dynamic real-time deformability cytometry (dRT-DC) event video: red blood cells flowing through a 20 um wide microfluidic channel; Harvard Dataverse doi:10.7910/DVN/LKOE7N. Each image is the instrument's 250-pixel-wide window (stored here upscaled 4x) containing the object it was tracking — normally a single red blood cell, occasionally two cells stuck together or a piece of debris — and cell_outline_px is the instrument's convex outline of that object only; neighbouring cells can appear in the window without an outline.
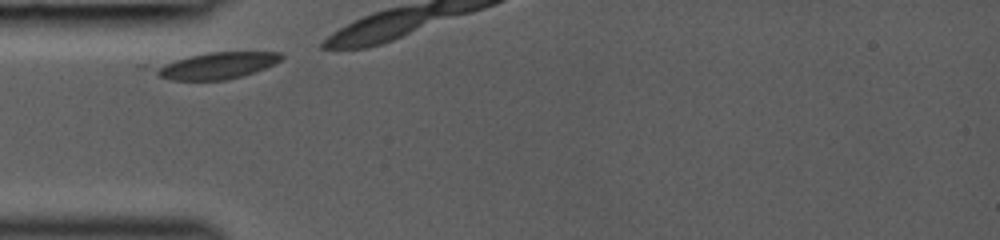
{"species": "common noctule bat (a hibernating species)", "species_latin": "Nyctalus noctula", "temperature_condition": "room temperature", "stored_images_in_passage": 4, "camera_frame_rate_fps": 3000, "um_per_image_px": 0.085, "animal": {"sex": "female", "body_mass_g": 19.0, "forearm_length_mm": 53.3}, "frame": {"image": 1, "passage_image": 1, "time_ms": 0.0, "image_size_px": [1000, 240], "cell_outline_px": [[284, 56], [280, 60], [264, 68], [240, 76], [224, 80], [172, 80], [136, 68], [136, 64], [208, 52], [280, 52]], "centroid_in_image_um": [17.93, 5.56], "position_along_channel_um": 67.1, "area_um2": 21.1}}